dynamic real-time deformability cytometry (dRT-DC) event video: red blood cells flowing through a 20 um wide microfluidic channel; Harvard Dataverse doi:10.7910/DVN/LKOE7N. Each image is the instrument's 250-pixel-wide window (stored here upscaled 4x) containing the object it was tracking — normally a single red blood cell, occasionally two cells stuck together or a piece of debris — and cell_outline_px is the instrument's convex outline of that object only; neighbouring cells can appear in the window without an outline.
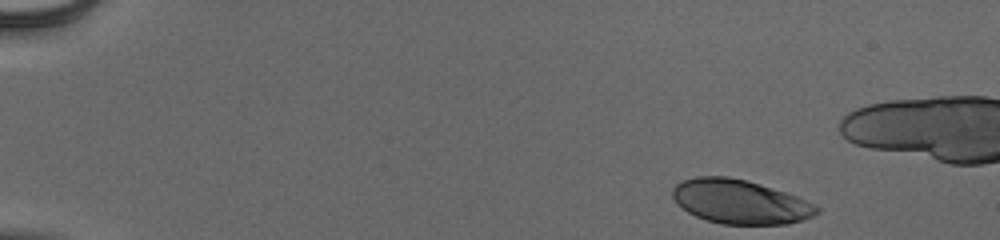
{"species": "human", "species_latin": "Homo sapiens", "temperature_condition": "cold", "stored_images_in_passage": 44, "camera_frame_rate_fps": 3000, "um_per_image_px": 0.085, "donor": {"sex": "male"}, "frame": {"image": 1, "passage_image": 1, "time_ms": 0.0, "image_size_px": [1000, 240], "cell_outline_px": [[820, 212], [812, 216], [788, 224], [720, 224], [696, 216], [688, 212], [672, 196], [672, 188], [680, 180], [696, 176], [728, 176], [760, 184], [796, 196], [816, 204], [820, 208]], "centroid_in_image_um": [62.9, 17.14], "position_along_channel_um": 22.1, "area_um2": 36.88}}
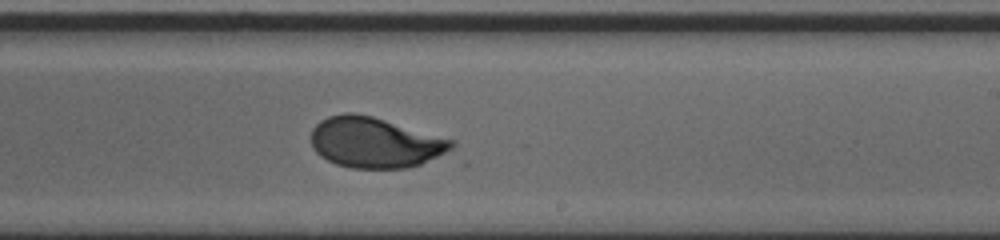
{"frame": {"image": 2, "passage_image": 29, "time_ms": 9.333, "image_size_px": [1000, 240], "cell_outline_px": [[456, 144], [452, 148], [420, 164], [408, 168], [352, 168], [336, 164], [320, 156], [312, 148], [312, 128], [320, 120], [328, 116], [344, 112], [352, 112], [372, 116], [452, 140]], "centroid_in_image_um": [31.8, 12.11], "position_along_channel_um": 257.2, "area_um2": 40.92}}
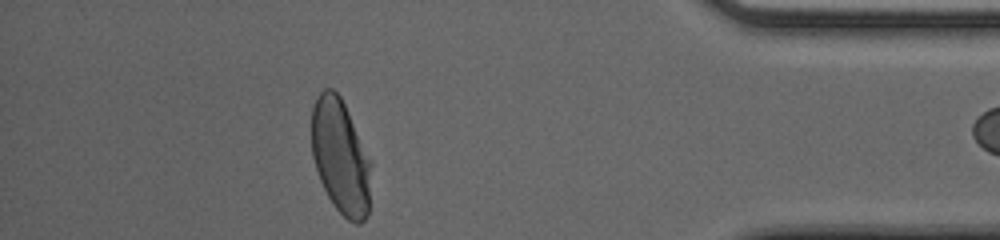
{"frame": {"image": 3, "passage_image": 43, "time_ms": 14.0, "image_size_px": [1000, 240], "cell_outline_px": [[372, 164], [368, 216], [360, 224], [356, 224], [348, 220], [332, 204], [320, 180], [312, 156], [312, 108], [316, 96], [324, 88], [332, 88], [340, 96], [372, 160]], "centroid_in_image_um": [28.97, 13.33], "position_along_channel_um": 406.2, "area_um2": 40.11}}